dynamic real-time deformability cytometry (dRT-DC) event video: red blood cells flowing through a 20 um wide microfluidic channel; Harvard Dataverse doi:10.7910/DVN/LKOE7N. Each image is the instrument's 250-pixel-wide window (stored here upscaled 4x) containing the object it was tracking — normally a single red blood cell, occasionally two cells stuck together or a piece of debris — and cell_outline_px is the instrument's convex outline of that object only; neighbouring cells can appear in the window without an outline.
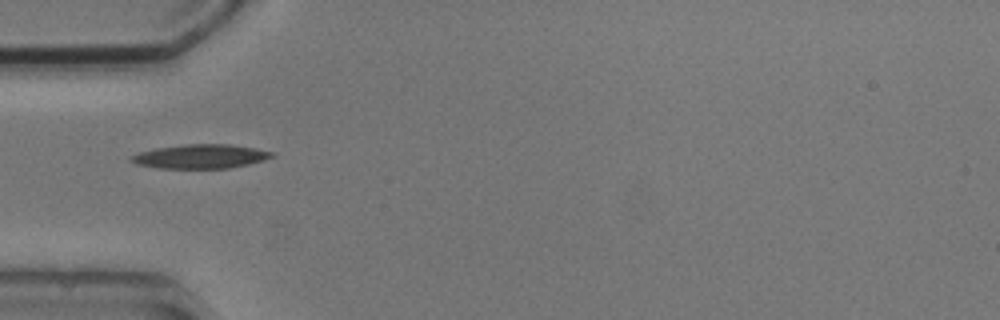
{"species": "common noctule bat (a hibernating species)", "species_latin": "Nyctalus noctula", "temperature_condition": "cold", "stored_images_in_passage": 7, "camera_frame_rate_fps": 3000, "um_per_image_px": 0.085, "animal": {"sex": "male", "body_mass_g": 20.5, "forearm_length_mm": 52.5}, "frame": {"image": 1, "passage_image": 4, "time_ms": 3.667, "image_size_px": [1000, 320], "cell_outline_px": [[276, 152], [272, 156], [264, 160], [248, 164], [228, 168], [156, 168], [136, 164], [128, 160], [132, 156], [140, 152], [156, 148], [184, 144], [228, 144], [256, 148]], "centroid_in_image_um": [17.04, 13.29], "position_along_channel_um": 68.0, "area_um2": 19.71}}